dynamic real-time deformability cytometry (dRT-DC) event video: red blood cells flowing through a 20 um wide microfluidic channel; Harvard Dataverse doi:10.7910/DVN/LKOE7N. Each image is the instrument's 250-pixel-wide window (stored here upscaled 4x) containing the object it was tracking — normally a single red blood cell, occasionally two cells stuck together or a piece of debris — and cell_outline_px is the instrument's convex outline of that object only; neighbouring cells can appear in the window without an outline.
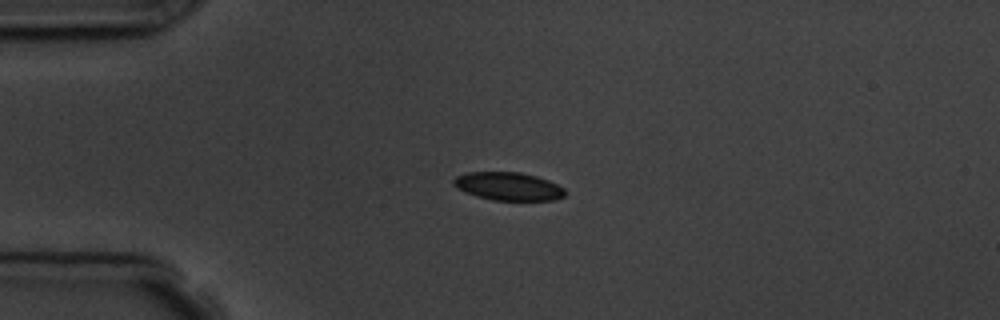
{"species": "common noctule bat (a hibernating species)", "species_latin": "Nyctalus noctula", "temperature_condition": "room temperature", "stored_images_in_passage": 2, "camera_frame_rate_fps": 3000, "um_per_image_px": 0.085, "animal": {"sex": "male", "body_mass_g": 19.5, "forearm_length_mm": 54.6}, "frame": {"image": 1, "passage_image": 1, "time_ms": 0.0, "image_size_px": [1000, 320], "cell_outline_px": [[568, 192], [564, 196], [552, 200], [492, 200], [476, 196], [464, 192], [456, 188], [452, 184], [452, 180], [456, 176], [468, 172], [520, 172], [536, 176], [548, 180], [564, 188]], "centroid_in_image_um": [43.18, 15.83], "position_along_channel_um": 41.8, "area_um2": 18.38}}